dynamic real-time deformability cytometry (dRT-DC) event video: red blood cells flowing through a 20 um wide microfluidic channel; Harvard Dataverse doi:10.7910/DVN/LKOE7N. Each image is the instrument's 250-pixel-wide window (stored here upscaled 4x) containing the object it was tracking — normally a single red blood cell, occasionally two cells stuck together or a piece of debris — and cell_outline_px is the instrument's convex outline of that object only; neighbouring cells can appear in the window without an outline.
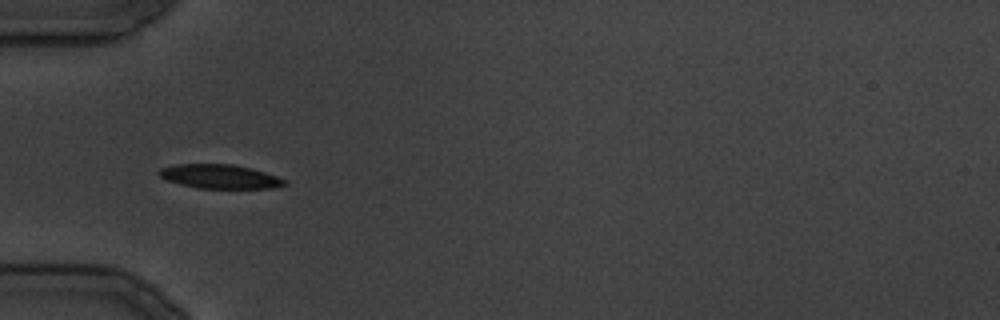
{"species": "common noctule bat (a hibernating species)", "species_latin": "Nyctalus noctula", "temperature_condition": "cold", "stored_images_in_passage": 11, "camera_frame_rate_fps": 3000, "um_per_image_px": 0.085, "animal": {"sex": "male", "body_mass_g": 19.5, "forearm_length_mm": 54.6}, "frame": {"image": 1, "passage_image": 1, "time_ms": 0.0, "image_size_px": [1000, 320], "cell_outline_px": [[288, 184], [272, 188], [196, 188], [180, 184], [168, 180], [160, 176], [156, 172], [160, 168], [176, 164], [232, 164], [252, 168], [288, 180]], "centroid_in_image_um": [18.69, 15.0], "position_along_channel_um": 66.3, "area_um2": 17.63}}
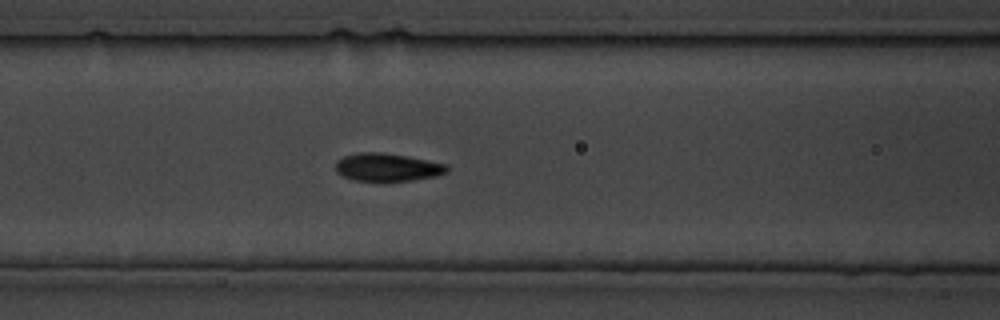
{"frame": {"image": 2, "passage_image": 4, "time_ms": 4.333, "image_size_px": [1000, 320], "cell_outline_px": [[448, 172], [436, 176], [412, 180], [356, 180], [344, 176], [336, 172], [336, 160], [344, 156], [360, 152], [380, 152], [408, 156], [448, 164]], "centroid_in_image_um": [32.95, 14.2], "position_along_channel_um": 133.7, "area_um2": 17.98}}
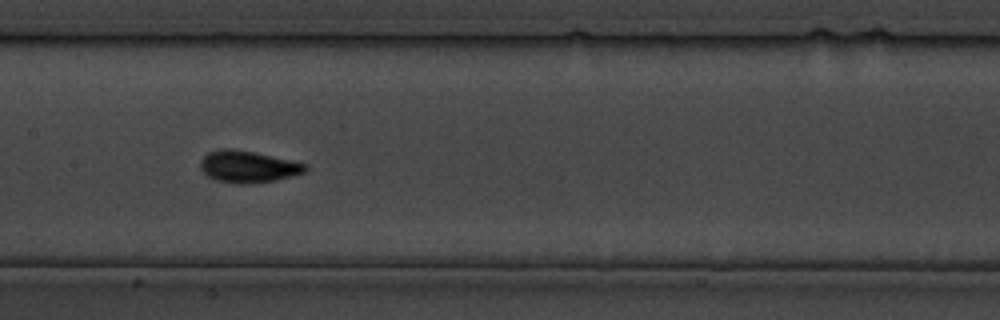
{"frame": {"image": 3, "passage_image": 7, "time_ms": 7.667, "image_size_px": [1000, 320], "cell_outline_px": [[308, 168], [304, 172], [276, 180], [248, 184], [216, 180], [208, 176], [200, 168], [200, 160], [208, 152], [224, 148], [228, 148], [252, 152], [308, 164]], "centroid_in_image_um": [21.07, 14.16], "position_along_channel_um": 186.3, "area_um2": 19.07}}